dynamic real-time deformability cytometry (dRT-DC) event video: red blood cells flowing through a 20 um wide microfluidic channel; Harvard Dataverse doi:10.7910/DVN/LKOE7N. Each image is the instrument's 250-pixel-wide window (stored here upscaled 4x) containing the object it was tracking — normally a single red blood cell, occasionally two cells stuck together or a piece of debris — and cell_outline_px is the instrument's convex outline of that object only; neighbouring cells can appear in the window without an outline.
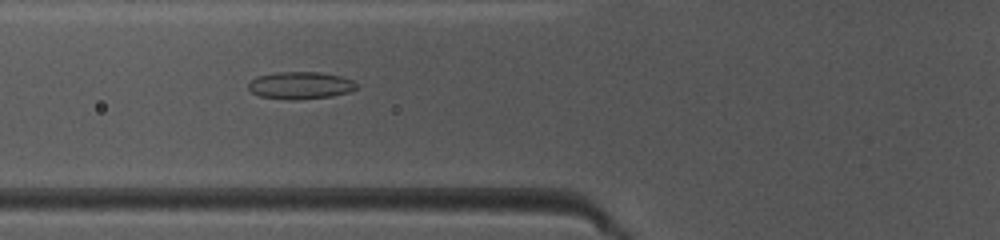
{"species": "common noctule bat (a hibernating species)", "species_latin": "Nyctalus noctula", "temperature_condition": "warm", "stored_images_in_passage": 33, "camera_frame_rate_fps": 3000, "um_per_image_px": 0.085, "animal": {"sex": "female", "body_mass_g": 10.0, "forearm_length_mm": 53.1}, "frame": {"image": 1, "passage_image": 8, "time_ms": 2.333, "image_size_px": [1000, 240], "cell_outline_px": [[356, 88], [348, 92], [332, 96], [296, 100], [288, 100], [260, 96], [252, 92], [248, 88], [248, 84], [256, 76], [276, 72], [320, 72], [340, 76], [352, 80], [356, 84]], "centroid_in_image_um": [25.5, 7.26], "position_along_channel_um": 100.3, "area_um2": 17.17}}
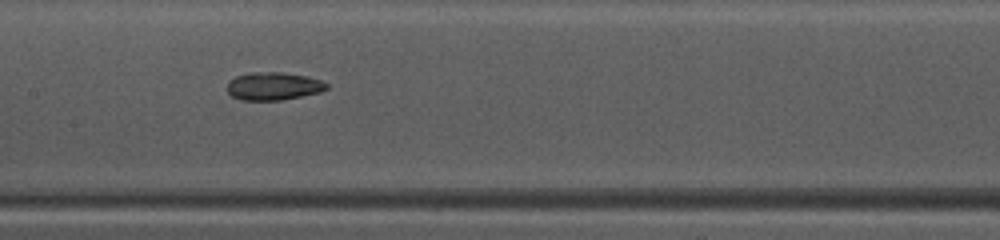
{"frame": {"image": 2, "passage_image": 14, "time_ms": 4.333, "image_size_px": [1000, 240], "cell_outline_px": [[328, 88], [320, 92], [280, 100], [240, 100], [232, 96], [228, 92], [228, 80], [236, 76], [252, 72], [284, 72], [308, 76], [320, 80], [328, 84]], "centroid_in_image_um": [23.23, 7.31], "position_along_channel_um": 184.2, "area_um2": 16.18}}
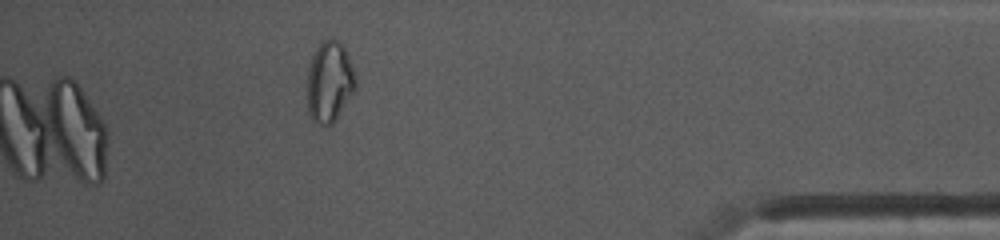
{"frame": {"image": 3, "passage_image": 33, "time_ms": 10.667, "image_size_px": [1000, 240], "cell_outline_px": [[356, 88], [336, 120], [332, 124], [320, 124], [312, 120], [308, 112], [308, 68], [312, 56], [320, 40], [336, 40], [344, 48], [352, 64], [356, 76]], "centroid_in_image_um": [28.01, 6.96], "position_along_channel_um": 407.2, "area_um2": 22.72}, "authors_computed_cell_mechanics": {"area_um2": 16.9932, "velocity_mm_per_s": 4.1413, "shape_relaxation_time_tau1_ms": null, "shape_relaxation_time_tau2_ms": 2.9987, "deformation_change_tau1": null, "deformation_change_tau2": 0.0849}}